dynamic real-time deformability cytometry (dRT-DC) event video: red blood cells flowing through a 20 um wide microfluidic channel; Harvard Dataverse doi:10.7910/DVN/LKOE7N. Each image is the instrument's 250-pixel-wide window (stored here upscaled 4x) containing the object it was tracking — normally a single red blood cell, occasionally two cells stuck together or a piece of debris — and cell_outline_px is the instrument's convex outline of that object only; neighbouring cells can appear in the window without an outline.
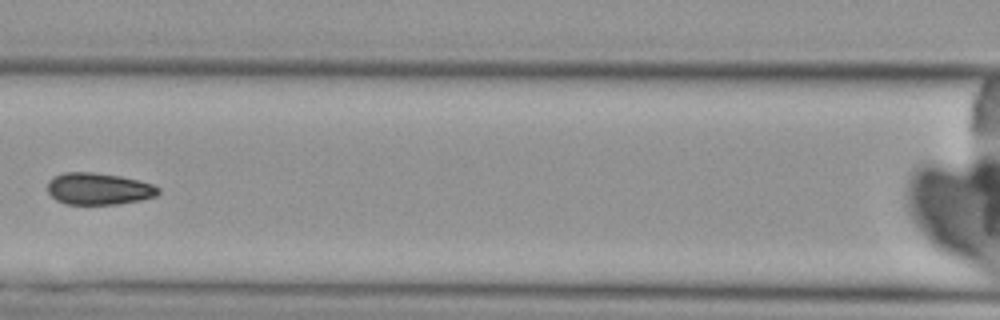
{"species": "Egyptian fruit bat (a non-hibernating species)", "species_latin": "Rousettus aegyptiacus", "temperature_condition": "cold", "stored_images_in_passage": 5, "camera_frame_rate_fps": 3000, "um_per_image_px": 0.085, "animal": {"sex": "female"}, "frame": {"image": 1, "passage_image": 5, "time_ms": 5.667, "image_size_px": [1000, 320], "cell_outline_px": [[160, 192], [156, 196], [140, 200], [116, 204], [64, 204], [56, 200], [48, 192], [48, 180], [64, 172], [92, 172], [120, 176], [152, 184], [160, 188]], "centroid_in_image_um": [8.37, 16.05], "position_along_channel_um": 158.2, "area_um2": 20.46}}